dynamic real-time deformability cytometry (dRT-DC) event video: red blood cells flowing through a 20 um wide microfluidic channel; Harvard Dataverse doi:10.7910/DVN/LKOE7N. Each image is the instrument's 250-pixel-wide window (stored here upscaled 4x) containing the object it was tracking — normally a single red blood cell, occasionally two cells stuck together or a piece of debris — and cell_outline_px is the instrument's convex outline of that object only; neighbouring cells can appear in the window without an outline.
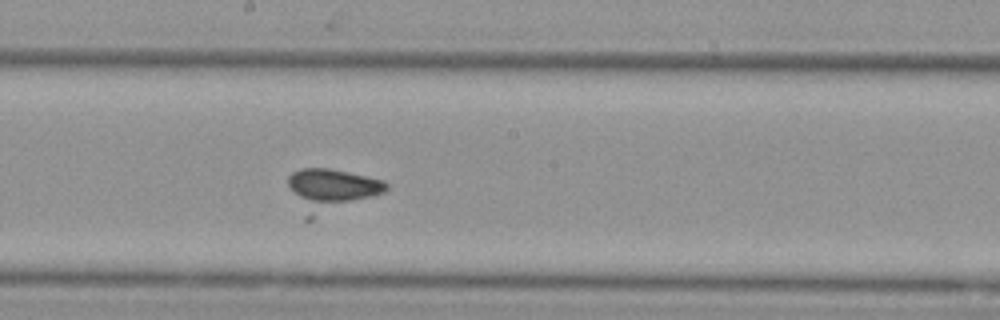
{"species": "Egyptian fruit bat (a non-hibernating species)", "species_latin": "Rousettus aegyptiacus", "temperature_condition": "cold", "stored_images_in_passage": 54, "camera_frame_rate_fps": 3000, "um_per_image_px": 0.085, "animal": {"sex": "female"}, "frame": {"image": 1, "passage_image": 29, "time_ms": 9.333, "image_size_px": [1000, 320], "cell_outline_px": [[388, 188], [384, 192], [308, 224], [304, 220], [288, 188], [288, 176], [292, 172], [300, 168], [328, 168], [348, 172], [384, 180], [388, 184]], "centroid_in_image_um": [28.07, 16.23], "position_along_channel_um": 220.1, "area_um2": 25.26}}
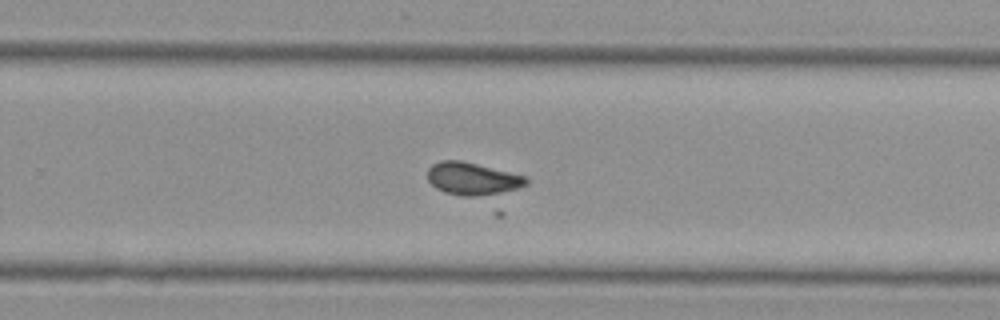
{"frame": {"image": 2, "passage_image": 35, "time_ms": 11.333, "image_size_px": [1000, 320], "cell_outline_px": [[528, 184], [520, 188], [492, 196], [460, 196], [444, 192], [436, 188], [428, 180], [428, 168], [432, 164], [440, 160], [460, 160], [528, 176]], "centroid_in_image_um": [40.21, 15.21], "position_along_channel_um": 289.6, "area_um2": 19.13}}
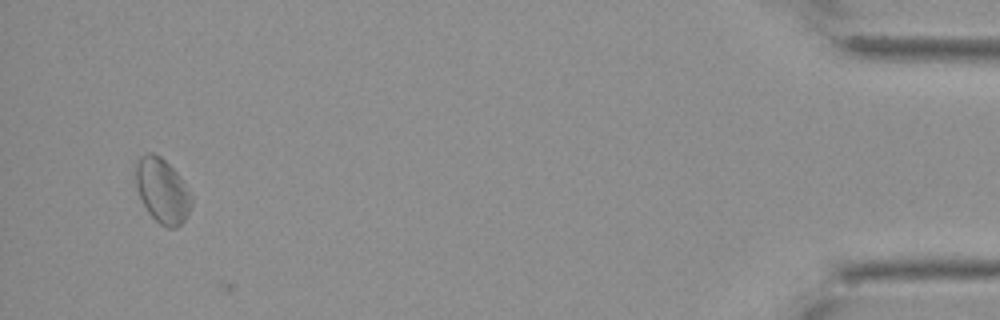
{"frame": {"image": 3, "passage_image": 53, "time_ms": 17.333, "image_size_px": [1000, 320], "cell_outline_px": [[192, 204], [184, 220], [176, 228], [168, 228], [160, 224], [148, 212], [140, 196], [136, 184], [136, 164], [140, 156], [148, 152], [152, 152], [160, 156], [180, 176], [192, 192]], "centroid_in_image_um": [13.82, 16.2], "position_along_channel_um": 421.4, "area_um2": 20.87}}